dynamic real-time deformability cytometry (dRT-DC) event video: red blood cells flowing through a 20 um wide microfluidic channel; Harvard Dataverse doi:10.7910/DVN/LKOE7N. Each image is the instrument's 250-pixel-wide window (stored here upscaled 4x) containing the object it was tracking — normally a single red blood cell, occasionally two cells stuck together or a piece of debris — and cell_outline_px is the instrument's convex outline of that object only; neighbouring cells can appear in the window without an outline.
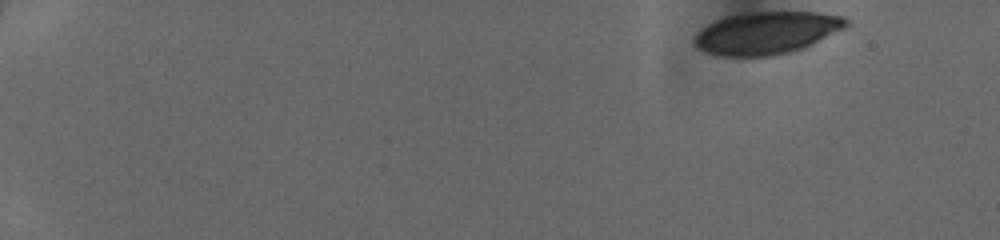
{"species": "human", "species_latin": "Homo sapiens", "temperature_condition": "cold", "stored_images_in_passage": 46, "camera_frame_rate_fps": 3000, "um_per_image_px": 0.085, "donor": {"sex": "female"}, "frame": {"image": 1, "passage_image": 1, "time_ms": 0.0, "image_size_px": [1000, 240], "cell_outline_px": [[848, 24], [844, 28], [804, 48], [788, 52], [768, 56], [724, 56], [704, 52], [692, 40], [696, 32], [700, 28], [716, 20], [728, 16], [756, 12], [816, 12], [844, 16], [848, 20]], "centroid_in_image_um": [65.15, 2.79], "position_along_channel_um": 19.8, "area_um2": 37.28}}
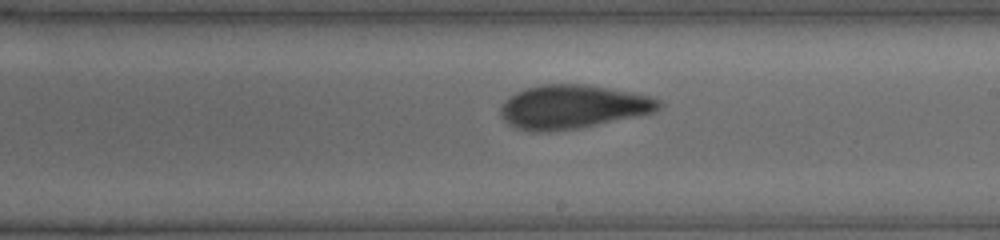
{"frame": {"image": 2, "passage_image": 28, "time_ms": 9.0, "image_size_px": [1000, 240], "cell_outline_px": [[664, 104], [660, 108], [652, 112], [636, 116], [580, 128], [548, 132], [532, 132], [516, 128], [508, 124], [500, 116], [500, 104], [508, 96], [524, 88], [540, 84], [584, 84], [608, 88], [652, 96], [660, 100]], "centroid_in_image_um": [48.62, 9.08], "position_along_channel_um": 240.4, "area_um2": 40.69}}
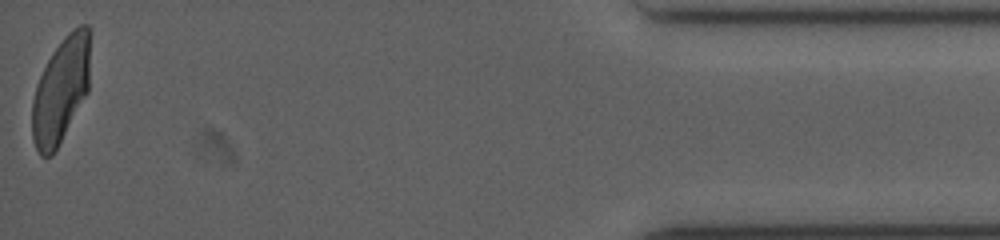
{"frame": {"image": 3, "passage_image": 46, "time_ms": 15.0, "image_size_px": [1000, 240], "cell_outline_px": [[88, 92], [52, 156], [40, 156], [32, 140], [32, 100], [40, 76], [52, 52], [68, 32], [80, 24], [88, 24]], "centroid_in_image_um": [5.14, 7.7], "position_along_channel_um": 430.1, "area_um2": 35.03}}